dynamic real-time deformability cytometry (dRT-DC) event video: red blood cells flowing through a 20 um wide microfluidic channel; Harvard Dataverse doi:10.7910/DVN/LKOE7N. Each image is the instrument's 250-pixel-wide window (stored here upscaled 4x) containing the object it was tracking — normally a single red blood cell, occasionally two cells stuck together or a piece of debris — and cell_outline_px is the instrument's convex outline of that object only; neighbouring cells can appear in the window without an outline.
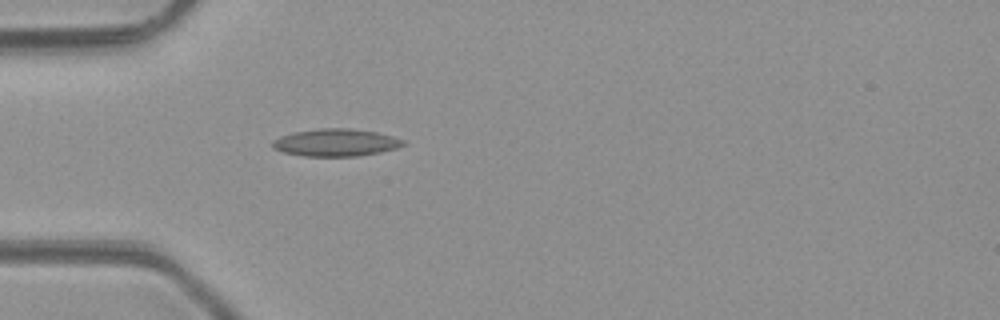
{"species": "common noctule bat (a hibernating species)", "species_latin": "Nyctalus noctula", "temperature_condition": "room temperature", "stored_images_in_passage": 1, "camera_frame_rate_fps": 3000, "um_per_image_px": 0.085, "animal": {"sex": "male", "body_mass_g": 23.1, "forearm_length_mm": 52.7}, "frame": {"image": 1, "passage_image": 1, "time_ms": 0.0, "image_size_px": [1000, 320], "cell_outline_px": [[408, 144], [396, 148], [380, 152], [356, 156], [304, 156], [284, 152], [272, 148], [272, 140], [280, 136], [296, 132], [320, 128], [352, 128], [376, 132], [392, 136], [404, 140]], "centroid_in_image_um": [28.56, 12.11], "position_along_channel_um": 56.4, "area_um2": 20.87}}